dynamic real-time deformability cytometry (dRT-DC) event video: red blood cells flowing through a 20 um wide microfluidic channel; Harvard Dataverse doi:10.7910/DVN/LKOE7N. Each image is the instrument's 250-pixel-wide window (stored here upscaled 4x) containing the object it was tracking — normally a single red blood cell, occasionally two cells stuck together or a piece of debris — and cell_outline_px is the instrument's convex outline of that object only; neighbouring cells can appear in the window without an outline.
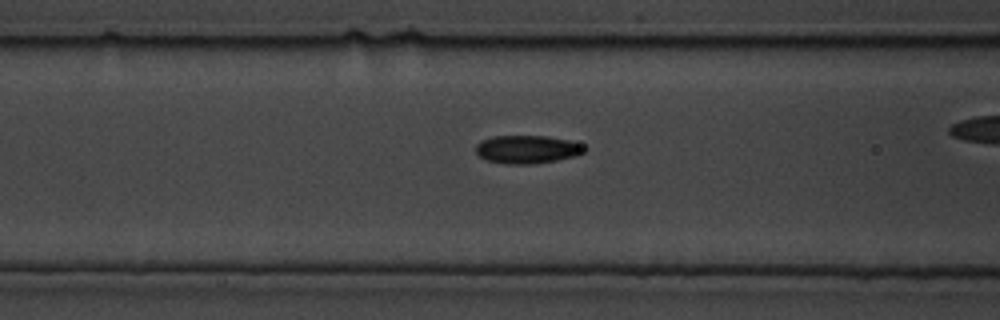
{"species": "common noctule bat (a hibernating species)", "species_latin": "Nyctalus noctula", "temperature_condition": "cold", "stored_images_in_passage": 60, "camera_frame_rate_fps": 3000, "um_per_image_px": 0.085, "animal": {"sex": "male", "body_mass_g": 19.5, "forearm_length_mm": 54.6}, "frame": {"image": 1, "passage_image": 23, "time_ms": 7.333, "image_size_px": [1000, 320], "cell_outline_px": [[588, 148], [584, 152], [576, 156], [536, 164], [508, 164], [484, 160], [476, 152], [476, 144], [480, 140], [492, 136], [548, 136], [568, 140], [580, 144]], "centroid_in_image_um": [44.79, 12.7], "position_along_channel_um": 121.8, "area_um2": 17.98}}
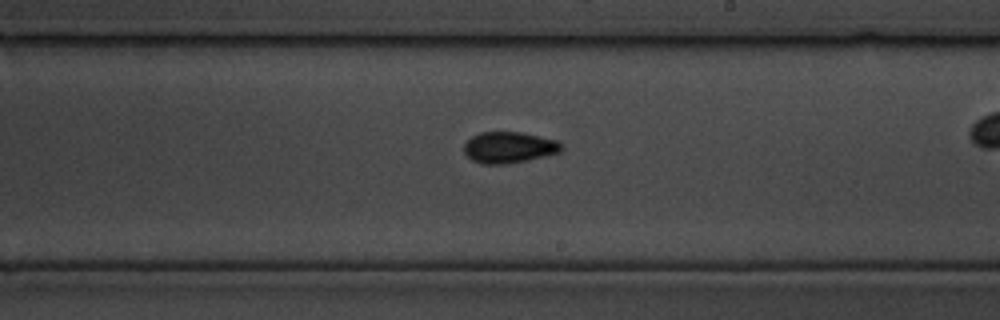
{"frame": {"image": 2, "passage_image": 40, "time_ms": 13.0, "image_size_px": [1000, 320], "cell_outline_px": [[560, 152], [528, 160], [504, 164], [484, 164], [472, 160], [464, 152], [464, 144], [472, 136], [480, 132], [520, 132], [556, 140], [560, 144]], "centroid_in_image_um": [43.22, 12.53], "position_along_channel_um": 245.8, "area_um2": 17.46}}
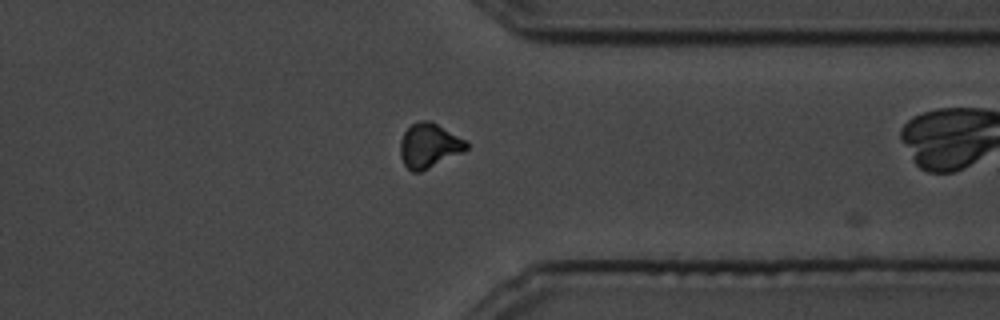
{"frame": {"image": 3, "passage_image": 58, "time_ms": 19.0, "image_size_px": [1000, 320], "cell_outline_px": [[468, 148], [420, 172], [412, 172], [404, 164], [400, 156], [400, 140], [404, 132], [412, 124], [420, 120], [432, 120], [468, 140]], "centroid_in_image_um": [36.47, 12.33], "position_along_channel_um": 374.9, "area_um2": 17.17}}